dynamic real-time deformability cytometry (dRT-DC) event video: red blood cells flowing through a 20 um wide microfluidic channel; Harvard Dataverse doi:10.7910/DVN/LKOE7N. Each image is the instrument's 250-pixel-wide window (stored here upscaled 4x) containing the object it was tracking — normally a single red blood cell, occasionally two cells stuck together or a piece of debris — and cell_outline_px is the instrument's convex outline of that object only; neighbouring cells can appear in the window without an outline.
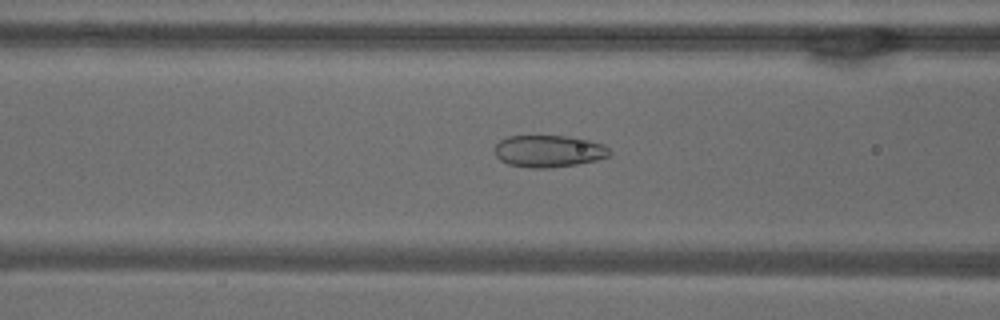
{"species": "common noctule bat (a hibernating species)", "species_latin": "Nyctalus noctula", "temperature_condition": "warm", "stored_images_in_passage": 46, "camera_frame_rate_fps": 3000, "um_per_image_px": 0.085, "animal": {"sex": "male", "body_mass_g": 18.8}, "frame": {"image": 1, "passage_image": 21, "time_ms": 6.667, "image_size_px": [1000, 320], "cell_outline_px": [[612, 152], [608, 156], [596, 160], [576, 164], [548, 168], [532, 168], [508, 164], [500, 160], [496, 156], [492, 148], [500, 140], [508, 136], [564, 136], [588, 140], [604, 144]], "centroid_in_image_um": [46.6, 12.85], "position_along_channel_um": 120.0, "area_um2": 21.44}}
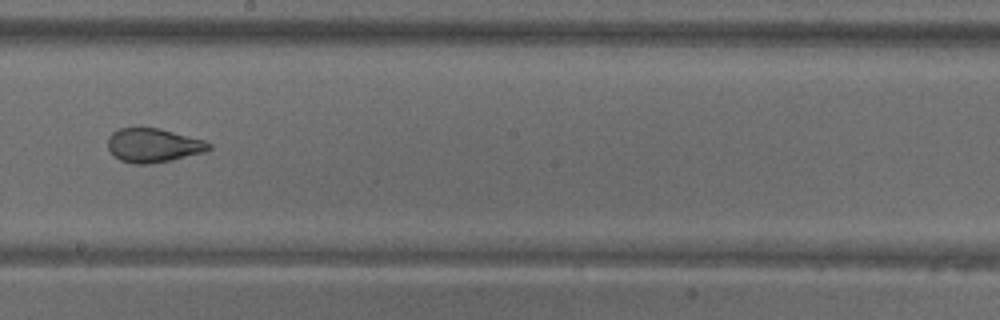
{"frame": {"image": 2, "passage_image": 30, "time_ms": 9.667, "image_size_px": [1000, 320], "cell_outline_px": [[212, 148], [204, 152], [172, 160], [148, 164], [132, 164], [120, 160], [108, 148], [108, 136], [112, 132], [120, 128], [140, 124], [160, 128], [204, 140], [212, 144]], "centroid_in_image_um": [13.01, 12.31], "position_along_channel_um": 235.2, "area_um2": 20.58}}
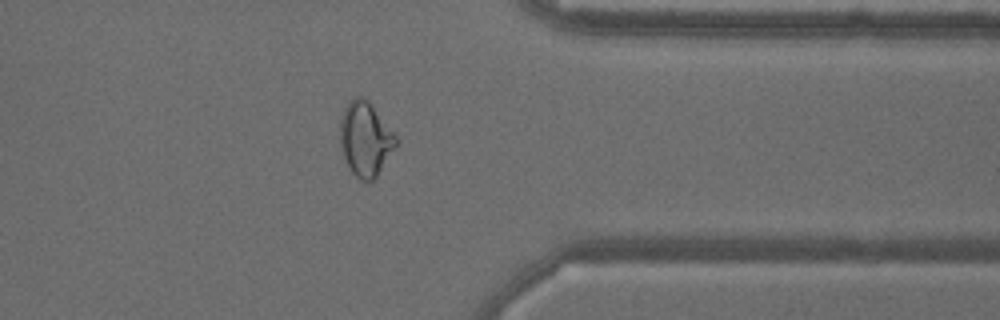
{"frame": {"image": 3, "passage_image": 42, "time_ms": 13.667, "image_size_px": [1000, 320], "cell_outline_px": [[396, 144], [376, 176], [372, 180], [360, 180], [352, 172], [344, 160], [340, 144], [340, 120], [344, 108], [356, 96], [360, 96], [368, 100], [372, 104], [396, 136]], "centroid_in_image_um": [31.02, 11.79], "position_along_channel_um": 380.4, "area_um2": 23.7}}